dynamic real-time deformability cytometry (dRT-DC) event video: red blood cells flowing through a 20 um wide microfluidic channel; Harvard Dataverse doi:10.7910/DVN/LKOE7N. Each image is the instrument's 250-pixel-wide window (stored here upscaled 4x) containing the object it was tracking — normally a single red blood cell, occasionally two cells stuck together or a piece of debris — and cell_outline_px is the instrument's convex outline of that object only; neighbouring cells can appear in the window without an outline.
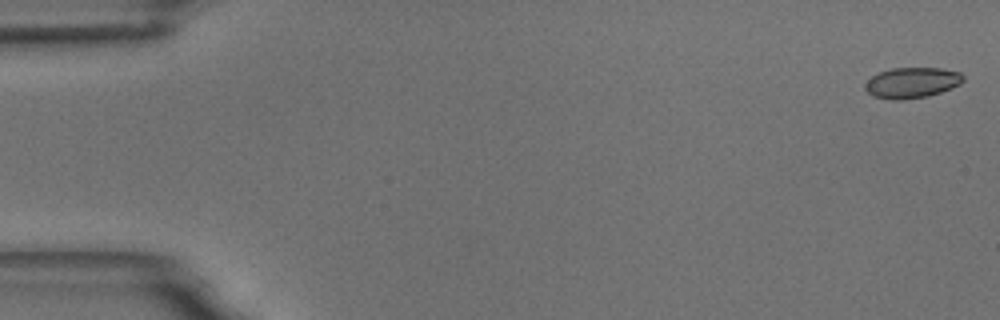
{"species": "common noctule bat (a hibernating species)", "species_latin": "Nyctalus noctula", "temperature_condition": "room temperature", "stored_images_in_passage": 7, "camera_frame_rate_fps": 3000, "um_per_image_px": 0.085, "animal": {"sex": "male", "body_mass_g": 18.8}, "frame": {"image": 1, "passage_image": 1, "time_ms": 0.0, "image_size_px": [1000, 320], "cell_outline_px": [[964, 80], [960, 84], [952, 88], [928, 96], [904, 100], [892, 100], [872, 96], [864, 88], [864, 84], [872, 76], [880, 72], [892, 68], [940, 68], [960, 72], [964, 76]], "centroid_in_image_um": [77.51, 7.04], "position_along_channel_um": 7.5, "area_um2": 17.63}}
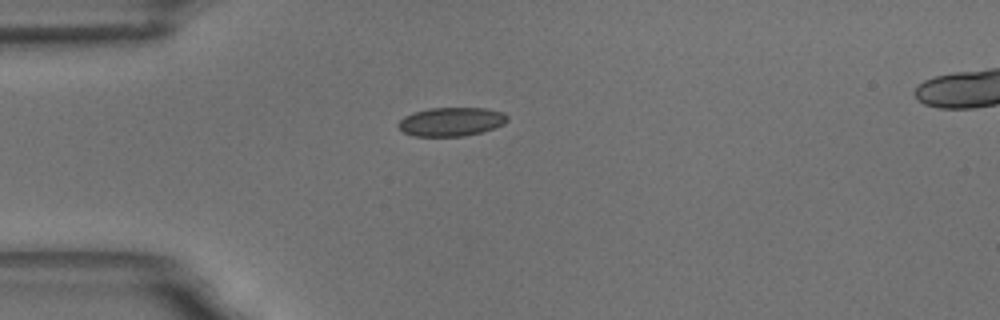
{"frame": {"image": 2, "passage_image": 5, "time_ms": 4.667, "image_size_px": [1000, 320], "cell_outline_px": [[508, 120], [504, 124], [480, 132], [464, 136], [416, 136], [404, 132], [396, 124], [404, 116], [412, 112], [428, 108], [484, 108], [504, 112], [508, 116]], "centroid_in_image_um": [38.35, 10.33], "position_along_channel_um": 46.7, "area_um2": 18.26}}